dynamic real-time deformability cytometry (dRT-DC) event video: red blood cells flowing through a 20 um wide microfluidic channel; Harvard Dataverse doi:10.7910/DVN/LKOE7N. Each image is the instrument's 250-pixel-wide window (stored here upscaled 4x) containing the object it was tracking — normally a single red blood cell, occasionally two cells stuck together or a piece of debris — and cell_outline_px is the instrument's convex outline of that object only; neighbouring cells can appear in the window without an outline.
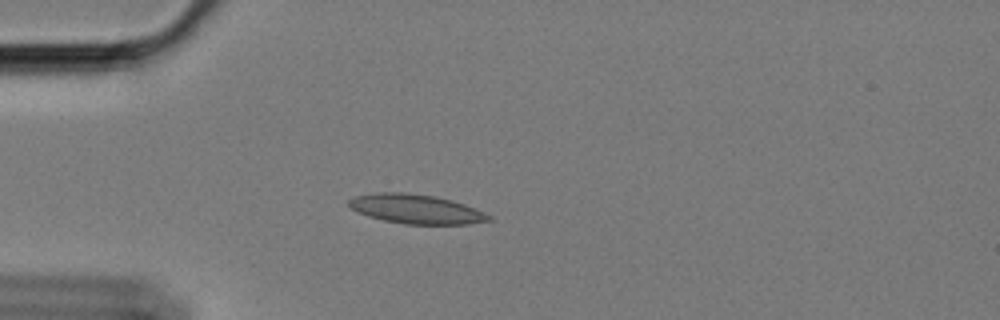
{"species": "Egyptian fruit bat (a non-hibernating species)", "species_latin": "Rousettus aegyptiacus", "temperature_condition": "cold", "stored_images_in_passage": 56, "camera_frame_rate_fps": 3000, "um_per_image_px": 0.085, "animal": {"sex": "female"}, "frame": {"image": 1, "passage_image": 13, "time_ms": 4.0, "image_size_px": [1000, 320], "cell_outline_px": [[496, 220], [468, 224], [404, 224], [384, 220], [368, 216], [352, 208], [348, 204], [348, 200], [356, 196], [376, 192], [408, 192], [436, 196], [452, 200], [464, 204], [484, 212], [492, 216]], "centroid_in_image_um": [35.42, 17.76], "position_along_channel_um": 49.6, "area_um2": 23.99}}
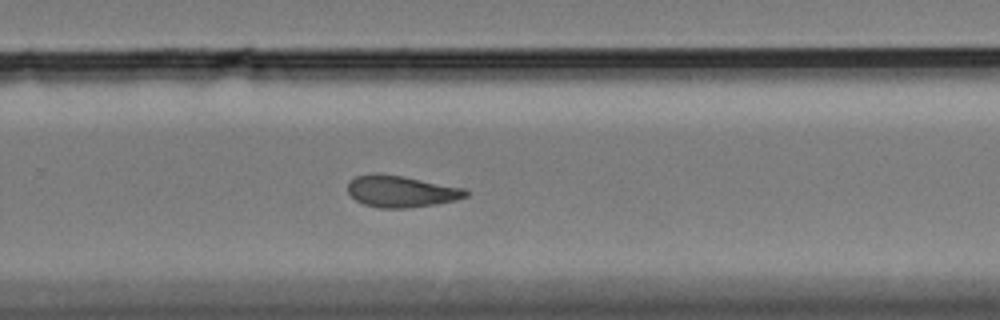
{"frame": {"image": 2, "passage_image": 36, "time_ms": 11.667, "image_size_px": [1000, 320], "cell_outline_px": [[468, 196], [456, 200], [436, 204], [408, 208], [380, 208], [364, 204], [356, 200], [348, 192], [348, 184], [356, 176], [400, 176], [464, 188], [468, 192]], "centroid_in_image_um": [34.15, 16.31], "position_along_channel_um": 295.6, "area_um2": 20.92}}
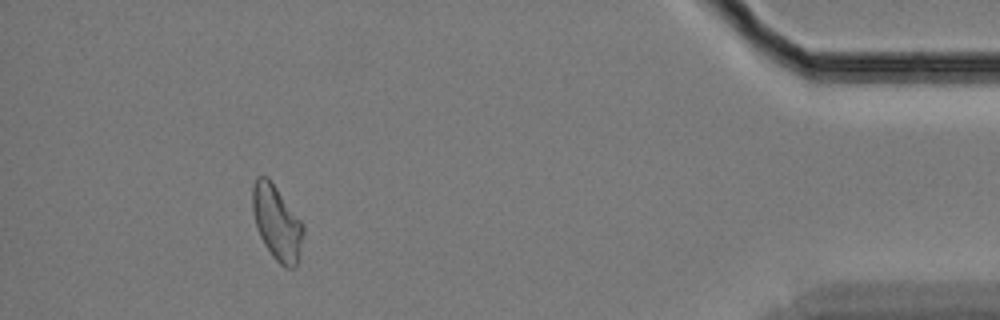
{"frame": {"image": 3, "passage_image": 51, "time_ms": 16.667, "image_size_px": [1000, 320], "cell_outline_px": [[304, 232], [300, 252], [296, 264], [292, 268], [284, 268], [272, 256], [264, 244], [256, 228], [252, 212], [252, 188], [256, 176], [268, 176], [304, 224]], "centroid_in_image_um": [23.52, 18.91], "position_along_channel_um": 411.7, "area_um2": 22.25}, "authors_computed_cell_mechanics": {"area_um2": 22.0796, "velocity_mm_per_s": 3.3913, "shape_relaxation_time_tau1_ms": null, "shape_relaxation_time_tau2_ms": 4.822, "deformation_change_tau1": null, "deformation_change_tau2": 0.1086}}